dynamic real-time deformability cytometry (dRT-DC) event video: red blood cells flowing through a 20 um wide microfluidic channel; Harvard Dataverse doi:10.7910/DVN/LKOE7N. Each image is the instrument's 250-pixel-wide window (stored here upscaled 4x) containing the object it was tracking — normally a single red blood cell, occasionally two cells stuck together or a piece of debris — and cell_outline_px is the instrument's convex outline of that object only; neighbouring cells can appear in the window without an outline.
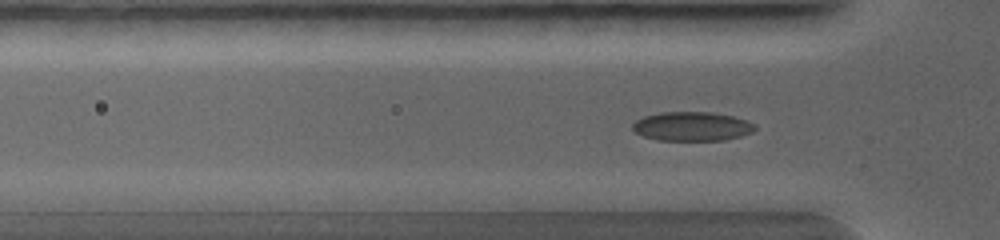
{"species": "common noctule bat (a hibernating species)", "species_latin": "Nyctalus noctula", "temperature_condition": "warm", "stored_images_in_passage": 46, "camera_frame_rate_fps": 5000, "um_per_image_px": 0.085, "animal": {"sex": "female", "body_mass_g": 19.0, "forearm_length_mm": 56.7}, "frame": {"image": 1, "passage_image": 7, "time_ms": 1.4, "image_size_px": [1000, 240], "cell_outline_px": [[756, 128], [752, 132], [740, 136], [724, 140], [656, 140], [644, 136], [636, 132], [632, 128], [632, 124], [636, 120], [644, 116], [660, 112], [712, 112], [732, 116], [756, 124]], "centroid_in_image_um": [58.81, 10.74], "position_along_channel_um": 67.0, "area_um2": 20.69}}
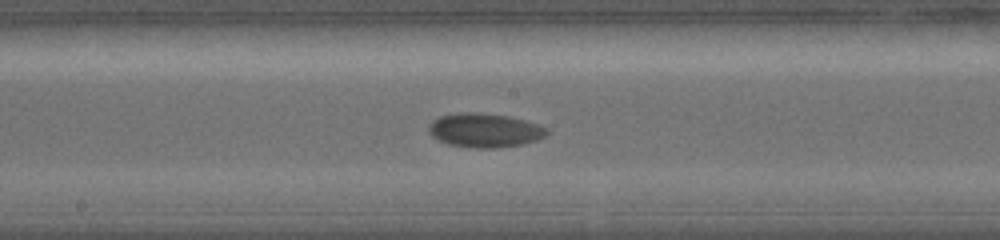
{"frame": {"image": 2, "passage_image": 19, "time_ms": 3.6, "image_size_px": [1000, 240], "cell_outline_px": [[548, 132], [544, 136], [536, 140], [524, 144], [496, 148], [472, 148], [448, 144], [432, 136], [428, 132], [428, 124], [432, 120], [440, 116], [460, 112], [476, 112], [508, 116], [540, 124], [548, 128]], "centroid_in_image_um": [41.19, 11.07], "position_along_channel_um": 207.0, "area_um2": 23.58}}
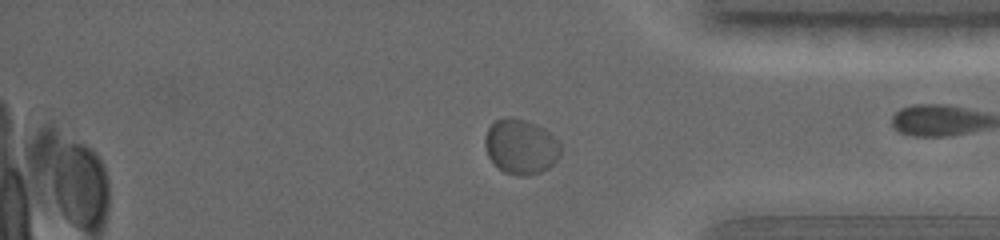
{"frame": {"image": 3, "passage_image": 36, "time_ms": 6.6, "image_size_px": [1000, 240], "cell_outline_px": [[560, 156], [548, 168], [540, 172], [528, 176], [516, 176], [504, 172], [488, 156], [484, 144], [484, 136], [488, 128], [496, 120], [508, 116], [512, 116], [536, 124], [544, 128], [556, 136], [560, 140]], "centroid_in_image_um": [44.29, 12.45], "position_along_channel_um": 390.9, "area_um2": 24.51}}